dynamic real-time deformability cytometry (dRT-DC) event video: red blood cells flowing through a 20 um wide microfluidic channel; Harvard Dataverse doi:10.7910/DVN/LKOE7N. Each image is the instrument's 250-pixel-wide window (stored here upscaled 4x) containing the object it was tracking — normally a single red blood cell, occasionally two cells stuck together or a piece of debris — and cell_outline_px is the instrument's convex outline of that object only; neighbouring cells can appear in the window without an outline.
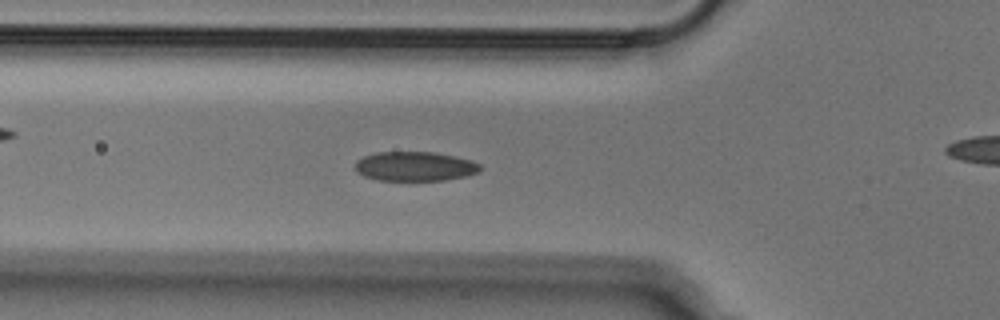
{"species": "Egyptian fruit bat (a non-hibernating species)", "species_latin": "Rousettus aegyptiacus", "temperature_condition": "cold", "stored_images_in_passage": 52, "camera_frame_rate_fps": 3000, "um_per_image_px": 0.085, "animal": {"sex": "male"}, "frame": {"image": 1, "passage_image": 17, "time_ms": 5.333, "image_size_px": [1000, 320], "cell_outline_px": [[484, 168], [480, 172], [464, 176], [444, 180], [376, 180], [364, 176], [356, 172], [356, 160], [364, 156], [376, 152], [432, 152], [456, 156], [472, 160], [480, 164]], "centroid_in_image_um": [35.29, 14.13], "position_along_channel_um": 90.5, "area_um2": 21.56}}
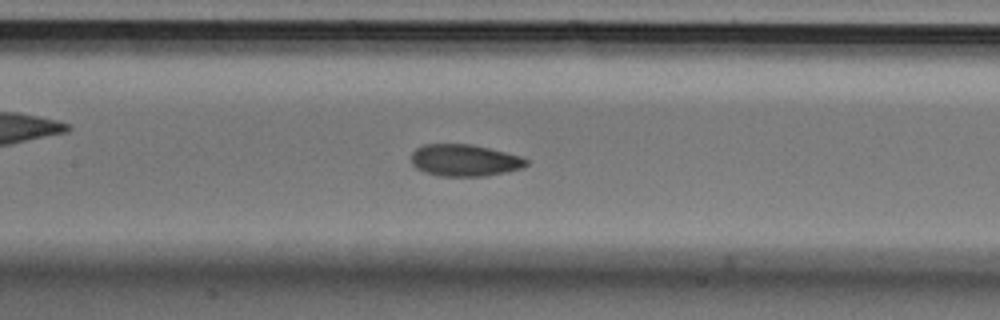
{"frame": {"image": 2, "passage_image": 23, "time_ms": 7.333, "image_size_px": [1000, 320], "cell_outline_px": [[528, 164], [524, 168], [508, 172], [484, 176], [440, 176], [424, 172], [416, 168], [412, 164], [412, 152], [416, 148], [424, 144], [472, 144], [520, 156], [528, 160]], "centroid_in_image_um": [39.49, 13.63], "position_along_channel_um": 167.9, "area_um2": 21.44}}
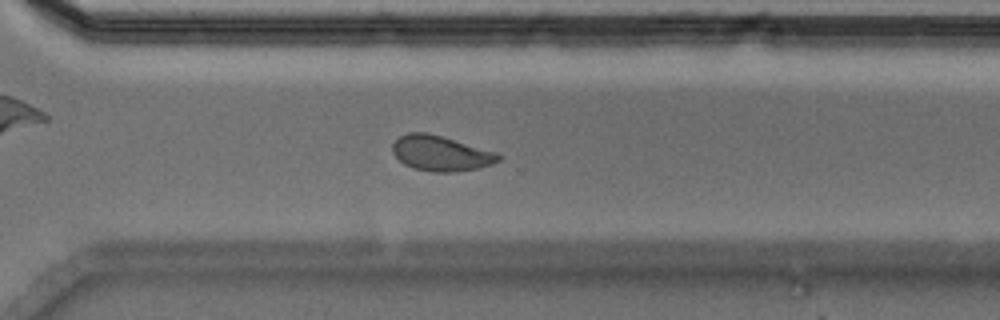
{"frame": {"image": 3, "passage_image": 36, "time_ms": 11.667, "image_size_px": [1000, 320], "cell_outline_px": [[500, 160], [492, 164], [480, 168], [452, 172], [432, 172], [412, 168], [404, 164], [392, 152], [392, 144], [400, 136], [408, 132], [428, 132], [496, 152], [500, 156]], "centroid_in_image_um": [37.45, 13.03], "position_along_channel_um": 333.2, "area_um2": 21.73}}